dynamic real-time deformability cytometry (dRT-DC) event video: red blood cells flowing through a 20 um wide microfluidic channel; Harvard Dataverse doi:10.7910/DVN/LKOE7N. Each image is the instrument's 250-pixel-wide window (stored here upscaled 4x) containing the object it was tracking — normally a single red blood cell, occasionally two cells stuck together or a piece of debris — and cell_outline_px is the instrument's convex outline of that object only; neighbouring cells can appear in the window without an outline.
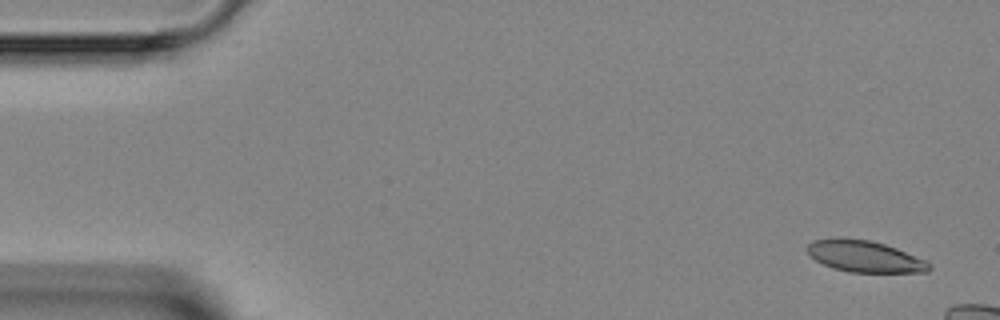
{"species": "Egyptian fruit bat (a non-hibernating species)", "species_latin": "Rousettus aegyptiacus", "temperature_condition": "room temperature", "stored_images_in_passage": 3, "camera_frame_rate_fps": 3000, "um_per_image_px": 0.085, "animal": {"sex": "female"}, "frame": {"image": 1, "passage_image": 1, "time_ms": 0.0, "image_size_px": [1000, 320], "cell_outline_px": [[932, 268], [928, 272], [848, 272], [832, 268], [816, 260], [808, 252], [808, 244], [812, 240], [868, 240], [884, 244], [896, 248], [924, 260], [932, 264]], "centroid_in_image_um": [73.56, 21.84], "position_along_channel_um": 11.4, "area_um2": 21.62}}